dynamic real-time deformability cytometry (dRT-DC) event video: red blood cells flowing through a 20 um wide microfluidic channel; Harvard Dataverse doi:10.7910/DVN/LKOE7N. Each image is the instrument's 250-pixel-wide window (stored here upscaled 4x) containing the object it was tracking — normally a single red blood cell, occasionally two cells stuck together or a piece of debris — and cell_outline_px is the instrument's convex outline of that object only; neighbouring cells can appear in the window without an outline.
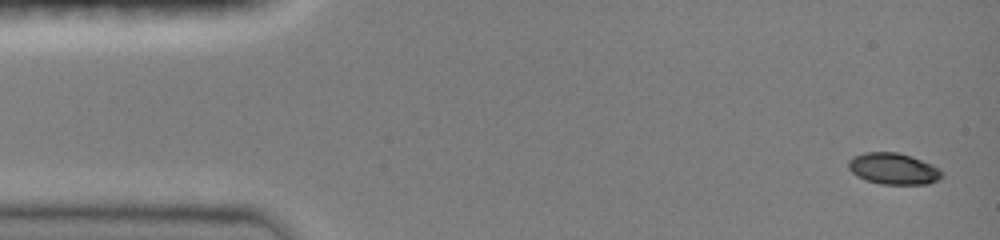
{"species": "common noctule bat (a hibernating species)", "species_latin": "Nyctalus noctula", "temperature_condition": "room temperature", "stored_images_in_passage": 8, "camera_frame_rate_fps": 3000, "um_per_image_px": 0.085, "animal": {"sex": "female", "body_mass_g": 19.0, "forearm_length_mm": 51.5}, "frame": {"image": 1, "passage_image": 1, "time_ms": 0.0, "image_size_px": [1000, 240], "cell_outline_px": [[940, 180], [928, 184], [880, 184], [856, 176], [848, 168], [848, 160], [852, 156], [864, 152], [896, 152], [912, 156], [932, 164], [940, 168]], "centroid_in_image_um": [75.92, 14.33], "position_along_channel_um": 9.1, "area_um2": 17.17}}
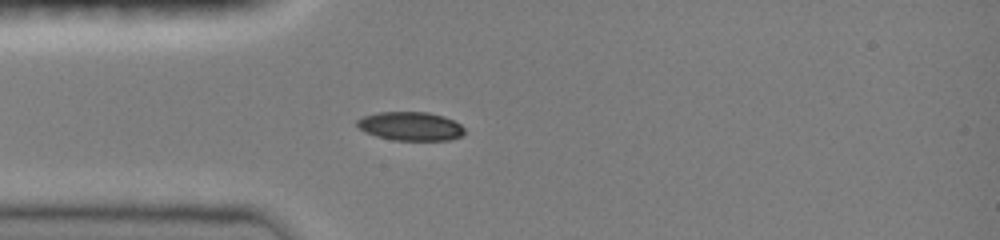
{"frame": {"image": 2, "passage_image": 6, "time_ms": 1.667, "image_size_px": [1000, 240], "cell_outline_px": [[464, 132], [460, 136], [448, 140], [392, 140], [376, 136], [364, 132], [356, 124], [356, 120], [364, 116], [376, 112], [428, 112], [444, 116], [460, 124], [464, 128]], "centroid_in_image_um": [34.86, 10.72], "position_along_channel_um": 50.1, "area_um2": 17.98}}
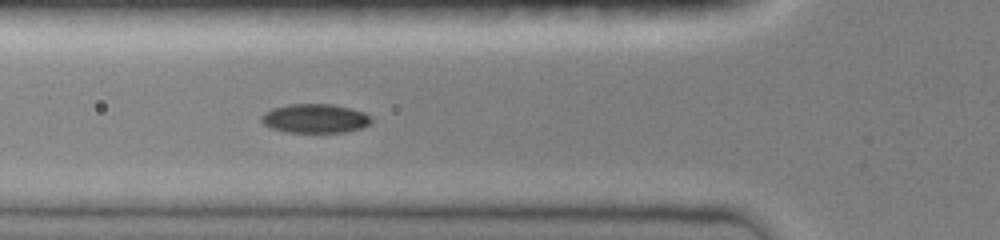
{"frame": {"image": 3, "passage_image": 8, "time_ms": 2.333, "image_size_px": [1000, 240], "cell_outline_px": [[372, 120], [368, 124], [360, 128], [344, 132], [288, 132], [272, 128], [264, 124], [260, 120], [260, 116], [264, 112], [272, 108], [288, 104], [332, 104], [364, 112], [372, 116]], "centroid_in_image_um": [26.75, 10.06], "position_along_channel_um": 99.0, "area_um2": 18.55}}